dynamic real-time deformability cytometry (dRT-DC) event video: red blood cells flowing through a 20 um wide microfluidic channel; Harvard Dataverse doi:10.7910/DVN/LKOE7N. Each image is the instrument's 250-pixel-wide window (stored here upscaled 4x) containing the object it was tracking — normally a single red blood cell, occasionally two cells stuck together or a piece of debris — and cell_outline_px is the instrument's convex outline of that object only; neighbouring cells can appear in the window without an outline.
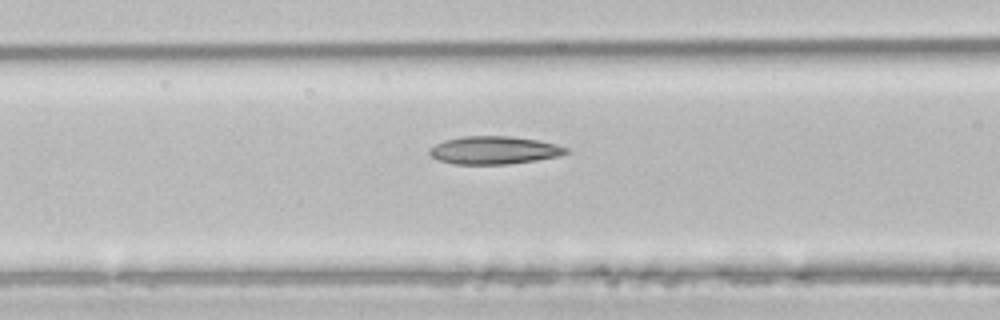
{"species": "common noctule bat (a hibernating species)", "species_latin": "Nyctalus noctula", "temperature_condition": "room temperature", "stored_images_in_passage": 8, "segment_of_instrument_passage": [1, 2], "camera_frame_rate_fps": 3000, "um_per_image_px": 0.085, "animal": {"sex": "male", "body_mass_g": 21.5, "forearm_length_mm": 52.0}, "frame": {"image": 1, "passage_image": 7, "time_ms": 2.0, "image_size_px": [1000, 320], "cell_outline_px": [[572, 152], [560, 156], [536, 160], [508, 164], [452, 164], [440, 160], [432, 156], [428, 152], [428, 148], [444, 140], [464, 136], [512, 136], [536, 140], [556, 144], [568, 148]], "centroid_in_image_um": [42.02, 12.77], "position_along_channel_um": 124.6, "area_um2": 22.31}}